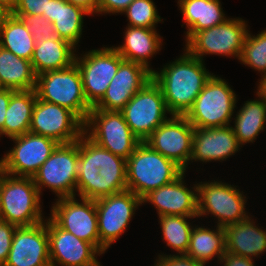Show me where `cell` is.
I'll list each match as a JSON object with an SVG mask.
<instances>
[{"label": "cell", "instance_id": "5b68a950", "mask_svg": "<svg viewBox=\"0 0 266 266\" xmlns=\"http://www.w3.org/2000/svg\"><path fill=\"white\" fill-rule=\"evenodd\" d=\"M35 92L38 99L69 109L83 123L93 108L85 97L81 74L76 63L62 70L37 75Z\"/></svg>", "mask_w": 266, "mask_h": 266}, {"label": "cell", "instance_id": "ee69618b", "mask_svg": "<svg viewBox=\"0 0 266 266\" xmlns=\"http://www.w3.org/2000/svg\"><path fill=\"white\" fill-rule=\"evenodd\" d=\"M258 90H257V95H260L263 100L266 102V75L261 76V80L258 84Z\"/></svg>", "mask_w": 266, "mask_h": 266}, {"label": "cell", "instance_id": "5bb4252c", "mask_svg": "<svg viewBox=\"0 0 266 266\" xmlns=\"http://www.w3.org/2000/svg\"><path fill=\"white\" fill-rule=\"evenodd\" d=\"M11 139L15 146L0 159V169L14 176L33 177L59 145L50 138L31 132Z\"/></svg>", "mask_w": 266, "mask_h": 266}, {"label": "cell", "instance_id": "b9f144b4", "mask_svg": "<svg viewBox=\"0 0 266 266\" xmlns=\"http://www.w3.org/2000/svg\"><path fill=\"white\" fill-rule=\"evenodd\" d=\"M14 90L11 89H4L0 92V133L4 135V122L6 111L8 109V105L10 102V97L14 93Z\"/></svg>", "mask_w": 266, "mask_h": 266}, {"label": "cell", "instance_id": "d6a6232c", "mask_svg": "<svg viewBox=\"0 0 266 266\" xmlns=\"http://www.w3.org/2000/svg\"><path fill=\"white\" fill-rule=\"evenodd\" d=\"M195 217L198 216H159L163 240L179 255L186 254L189 247L190 233L193 227L187 222V219Z\"/></svg>", "mask_w": 266, "mask_h": 266}, {"label": "cell", "instance_id": "7a4b0ae2", "mask_svg": "<svg viewBox=\"0 0 266 266\" xmlns=\"http://www.w3.org/2000/svg\"><path fill=\"white\" fill-rule=\"evenodd\" d=\"M184 51V55L163 66L160 72H152V78L162 90L170 115H185L212 76L203 61Z\"/></svg>", "mask_w": 266, "mask_h": 266}, {"label": "cell", "instance_id": "1f68e13d", "mask_svg": "<svg viewBox=\"0 0 266 266\" xmlns=\"http://www.w3.org/2000/svg\"><path fill=\"white\" fill-rule=\"evenodd\" d=\"M36 41L22 20L10 14L0 23V46L31 61Z\"/></svg>", "mask_w": 266, "mask_h": 266}, {"label": "cell", "instance_id": "d6986e66", "mask_svg": "<svg viewBox=\"0 0 266 266\" xmlns=\"http://www.w3.org/2000/svg\"><path fill=\"white\" fill-rule=\"evenodd\" d=\"M3 266H51L47 219L36 225L16 227Z\"/></svg>", "mask_w": 266, "mask_h": 266}, {"label": "cell", "instance_id": "8d00e7d4", "mask_svg": "<svg viewBox=\"0 0 266 266\" xmlns=\"http://www.w3.org/2000/svg\"><path fill=\"white\" fill-rule=\"evenodd\" d=\"M50 0H19L11 11L13 15H43L47 13Z\"/></svg>", "mask_w": 266, "mask_h": 266}, {"label": "cell", "instance_id": "52a82bcc", "mask_svg": "<svg viewBox=\"0 0 266 266\" xmlns=\"http://www.w3.org/2000/svg\"><path fill=\"white\" fill-rule=\"evenodd\" d=\"M84 133L99 146L125 160L141 143L132 133L122 113L117 111L92 108L84 123Z\"/></svg>", "mask_w": 266, "mask_h": 266}, {"label": "cell", "instance_id": "9a60e30c", "mask_svg": "<svg viewBox=\"0 0 266 266\" xmlns=\"http://www.w3.org/2000/svg\"><path fill=\"white\" fill-rule=\"evenodd\" d=\"M29 132L68 144L81 137L84 123L69 109L37 98Z\"/></svg>", "mask_w": 266, "mask_h": 266}, {"label": "cell", "instance_id": "ab89813d", "mask_svg": "<svg viewBox=\"0 0 266 266\" xmlns=\"http://www.w3.org/2000/svg\"><path fill=\"white\" fill-rule=\"evenodd\" d=\"M133 0H99L98 14H122Z\"/></svg>", "mask_w": 266, "mask_h": 266}, {"label": "cell", "instance_id": "cb8c5ba5", "mask_svg": "<svg viewBox=\"0 0 266 266\" xmlns=\"http://www.w3.org/2000/svg\"><path fill=\"white\" fill-rule=\"evenodd\" d=\"M84 8L67 0H50L47 13L43 16L53 24L56 36L73 45L80 41L84 15H89Z\"/></svg>", "mask_w": 266, "mask_h": 266}, {"label": "cell", "instance_id": "f546056e", "mask_svg": "<svg viewBox=\"0 0 266 266\" xmlns=\"http://www.w3.org/2000/svg\"><path fill=\"white\" fill-rule=\"evenodd\" d=\"M36 99L35 89L15 91L11 95L4 122L5 136L12 138L29 132Z\"/></svg>", "mask_w": 266, "mask_h": 266}, {"label": "cell", "instance_id": "603a6c76", "mask_svg": "<svg viewBox=\"0 0 266 266\" xmlns=\"http://www.w3.org/2000/svg\"><path fill=\"white\" fill-rule=\"evenodd\" d=\"M255 223L248 216L225 226L226 251L252 259L266 252V231L255 226Z\"/></svg>", "mask_w": 266, "mask_h": 266}, {"label": "cell", "instance_id": "ffe728a7", "mask_svg": "<svg viewBox=\"0 0 266 266\" xmlns=\"http://www.w3.org/2000/svg\"><path fill=\"white\" fill-rule=\"evenodd\" d=\"M152 72L142 64L124 60L112 78L103 98L93 107L120 112L149 80Z\"/></svg>", "mask_w": 266, "mask_h": 266}, {"label": "cell", "instance_id": "4fadbf2b", "mask_svg": "<svg viewBox=\"0 0 266 266\" xmlns=\"http://www.w3.org/2000/svg\"><path fill=\"white\" fill-rule=\"evenodd\" d=\"M124 58L112 47L90 50L83 57L75 55L87 102L94 107L105 95Z\"/></svg>", "mask_w": 266, "mask_h": 266}, {"label": "cell", "instance_id": "44dd1931", "mask_svg": "<svg viewBox=\"0 0 266 266\" xmlns=\"http://www.w3.org/2000/svg\"><path fill=\"white\" fill-rule=\"evenodd\" d=\"M185 171L174 181L150 191L142 203L150 202L157 209L158 216H198L197 184L188 189L184 184Z\"/></svg>", "mask_w": 266, "mask_h": 266}, {"label": "cell", "instance_id": "c3c4849f", "mask_svg": "<svg viewBox=\"0 0 266 266\" xmlns=\"http://www.w3.org/2000/svg\"><path fill=\"white\" fill-rule=\"evenodd\" d=\"M0 197H1V169H0Z\"/></svg>", "mask_w": 266, "mask_h": 266}, {"label": "cell", "instance_id": "3957f363", "mask_svg": "<svg viewBox=\"0 0 266 266\" xmlns=\"http://www.w3.org/2000/svg\"><path fill=\"white\" fill-rule=\"evenodd\" d=\"M183 172L174 161L141 142L126 160L127 189L142 199L150 191L171 183Z\"/></svg>", "mask_w": 266, "mask_h": 266}, {"label": "cell", "instance_id": "ac0fdd59", "mask_svg": "<svg viewBox=\"0 0 266 266\" xmlns=\"http://www.w3.org/2000/svg\"><path fill=\"white\" fill-rule=\"evenodd\" d=\"M51 266H97L102 253L92 244L60 228L51 218L47 220ZM57 264V265H56Z\"/></svg>", "mask_w": 266, "mask_h": 266}, {"label": "cell", "instance_id": "7c38bea8", "mask_svg": "<svg viewBox=\"0 0 266 266\" xmlns=\"http://www.w3.org/2000/svg\"><path fill=\"white\" fill-rule=\"evenodd\" d=\"M100 252L103 254L125 232L142 199L124 190L95 200Z\"/></svg>", "mask_w": 266, "mask_h": 266}, {"label": "cell", "instance_id": "bcb514c9", "mask_svg": "<svg viewBox=\"0 0 266 266\" xmlns=\"http://www.w3.org/2000/svg\"><path fill=\"white\" fill-rule=\"evenodd\" d=\"M0 1L12 11L17 5L19 0H0Z\"/></svg>", "mask_w": 266, "mask_h": 266}, {"label": "cell", "instance_id": "60d3db41", "mask_svg": "<svg viewBox=\"0 0 266 266\" xmlns=\"http://www.w3.org/2000/svg\"><path fill=\"white\" fill-rule=\"evenodd\" d=\"M221 262L224 263V266H254L252 258H246L227 251L221 257Z\"/></svg>", "mask_w": 266, "mask_h": 266}, {"label": "cell", "instance_id": "7bdbcfd3", "mask_svg": "<svg viewBox=\"0 0 266 266\" xmlns=\"http://www.w3.org/2000/svg\"><path fill=\"white\" fill-rule=\"evenodd\" d=\"M68 2L84 8L90 14L98 13L99 0H67Z\"/></svg>", "mask_w": 266, "mask_h": 266}, {"label": "cell", "instance_id": "30bf717a", "mask_svg": "<svg viewBox=\"0 0 266 266\" xmlns=\"http://www.w3.org/2000/svg\"><path fill=\"white\" fill-rule=\"evenodd\" d=\"M248 29L242 18H229L224 23L194 33L187 41L185 50L201 61L207 54L240 58Z\"/></svg>", "mask_w": 266, "mask_h": 266}, {"label": "cell", "instance_id": "f35d334b", "mask_svg": "<svg viewBox=\"0 0 266 266\" xmlns=\"http://www.w3.org/2000/svg\"><path fill=\"white\" fill-rule=\"evenodd\" d=\"M155 266H205V264L195 261L193 258L181 255H158Z\"/></svg>", "mask_w": 266, "mask_h": 266}, {"label": "cell", "instance_id": "83f0119b", "mask_svg": "<svg viewBox=\"0 0 266 266\" xmlns=\"http://www.w3.org/2000/svg\"><path fill=\"white\" fill-rule=\"evenodd\" d=\"M37 75L31 61L19 58L0 46V82L5 89H35Z\"/></svg>", "mask_w": 266, "mask_h": 266}, {"label": "cell", "instance_id": "6da1fadb", "mask_svg": "<svg viewBox=\"0 0 266 266\" xmlns=\"http://www.w3.org/2000/svg\"><path fill=\"white\" fill-rule=\"evenodd\" d=\"M76 192L93 199L127 190L126 160L92 141L83 133L79 138Z\"/></svg>", "mask_w": 266, "mask_h": 266}, {"label": "cell", "instance_id": "f6af8a7d", "mask_svg": "<svg viewBox=\"0 0 266 266\" xmlns=\"http://www.w3.org/2000/svg\"><path fill=\"white\" fill-rule=\"evenodd\" d=\"M11 14V10L0 1V23Z\"/></svg>", "mask_w": 266, "mask_h": 266}, {"label": "cell", "instance_id": "4dcf8cb0", "mask_svg": "<svg viewBox=\"0 0 266 266\" xmlns=\"http://www.w3.org/2000/svg\"><path fill=\"white\" fill-rule=\"evenodd\" d=\"M259 99L246 101L237 112L232 127L240 145L253 143L260 131L265 129L266 102L258 95Z\"/></svg>", "mask_w": 266, "mask_h": 266}, {"label": "cell", "instance_id": "484cf974", "mask_svg": "<svg viewBox=\"0 0 266 266\" xmlns=\"http://www.w3.org/2000/svg\"><path fill=\"white\" fill-rule=\"evenodd\" d=\"M75 51L73 45L57 36L46 41L39 40L36 41L31 64L36 75L62 70L75 63Z\"/></svg>", "mask_w": 266, "mask_h": 266}, {"label": "cell", "instance_id": "d4e9b609", "mask_svg": "<svg viewBox=\"0 0 266 266\" xmlns=\"http://www.w3.org/2000/svg\"><path fill=\"white\" fill-rule=\"evenodd\" d=\"M124 44L114 47L126 61L142 64L151 72L148 60L161 50L162 40L155 29L126 27Z\"/></svg>", "mask_w": 266, "mask_h": 266}, {"label": "cell", "instance_id": "4316f807", "mask_svg": "<svg viewBox=\"0 0 266 266\" xmlns=\"http://www.w3.org/2000/svg\"><path fill=\"white\" fill-rule=\"evenodd\" d=\"M186 23V41L196 32L224 23L226 18L220 0H178Z\"/></svg>", "mask_w": 266, "mask_h": 266}, {"label": "cell", "instance_id": "74e56055", "mask_svg": "<svg viewBox=\"0 0 266 266\" xmlns=\"http://www.w3.org/2000/svg\"><path fill=\"white\" fill-rule=\"evenodd\" d=\"M16 227L0 219V266H3L8 258Z\"/></svg>", "mask_w": 266, "mask_h": 266}, {"label": "cell", "instance_id": "e0dca14e", "mask_svg": "<svg viewBox=\"0 0 266 266\" xmlns=\"http://www.w3.org/2000/svg\"><path fill=\"white\" fill-rule=\"evenodd\" d=\"M194 129L184 115H171L144 142L186 172L192 155Z\"/></svg>", "mask_w": 266, "mask_h": 266}, {"label": "cell", "instance_id": "8fae6325", "mask_svg": "<svg viewBox=\"0 0 266 266\" xmlns=\"http://www.w3.org/2000/svg\"><path fill=\"white\" fill-rule=\"evenodd\" d=\"M236 187L215 180L197 183L198 217L211 213L221 227L246 219V197Z\"/></svg>", "mask_w": 266, "mask_h": 266}, {"label": "cell", "instance_id": "2e32d148", "mask_svg": "<svg viewBox=\"0 0 266 266\" xmlns=\"http://www.w3.org/2000/svg\"><path fill=\"white\" fill-rule=\"evenodd\" d=\"M73 197L58 198L51 208L50 218L63 230L92 243L100 251L95 200Z\"/></svg>", "mask_w": 266, "mask_h": 266}, {"label": "cell", "instance_id": "7402d4cb", "mask_svg": "<svg viewBox=\"0 0 266 266\" xmlns=\"http://www.w3.org/2000/svg\"><path fill=\"white\" fill-rule=\"evenodd\" d=\"M240 144L232 126L195 128L190 160L224 161L240 150Z\"/></svg>", "mask_w": 266, "mask_h": 266}, {"label": "cell", "instance_id": "9c48e42d", "mask_svg": "<svg viewBox=\"0 0 266 266\" xmlns=\"http://www.w3.org/2000/svg\"><path fill=\"white\" fill-rule=\"evenodd\" d=\"M79 139L68 144H59L33 176L41 195L44 187L50 188L58 198L76 197Z\"/></svg>", "mask_w": 266, "mask_h": 266}, {"label": "cell", "instance_id": "ba28073f", "mask_svg": "<svg viewBox=\"0 0 266 266\" xmlns=\"http://www.w3.org/2000/svg\"><path fill=\"white\" fill-rule=\"evenodd\" d=\"M132 133L144 142L168 117L160 86L149 80L120 111Z\"/></svg>", "mask_w": 266, "mask_h": 266}, {"label": "cell", "instance_id": "836d02e7", "mask_svg": "<svg viewBox=\"0 0 266 266\" xmlns=\"http://www.w3.org/2000/svg\"><path fill=\"white\" fill-rule=\"evenodd\" d=\"M239 60L262 76L266 75V30L256 36L248 30Z\"/></svg>", "mask_w": 266, "mask_h": 266}, {"label": "cell", "instance_id": "8992f818", "mask_svg": "<svg viewBox=\"0 0 266 266\" xmlns=\"http://www.w3.org/2000/svg\"><path fill=\"white\" fill-rule=\"evenodd\" d=\"M236 99L235 92L225 79L212 73L184 116L194 128L228 126L233 119Z\"/></svg>", "mask_w": 266, "mask_h": 266}, {"label": "cell", "instance_id": "f1b7e54d", "mask_svg": "<svg viewBox=\"0 0 266 266\" xmlns=\"http://www.w3.org/2000/svg\"><path fill=\"white\" fill-rule=\"evenodd\" d=\"M225 252L224 227L216 226V230H211L196 226L192 229L189 247L185 255L193 258L195 261L207 264L214 257H218V261H220Z\"/></svg>", "mask_w": 266, "mask_h": 266}, {"label": "cell", "instance_id": "7dc6e473", "mask_svg": "<svg viewBox=\"0 0 266 266\" xmlns=\"http://www.w3.org/2000/svg\"><path fill=\"white\" fill-rule=\"evenodd\" d=\"M4 86L2 85V83L0 82V92H2L4 90Z\"/></svg>", "mask_w": 266, "mask_h": 266}, {"label": "cell", "instance_id": "e575fe53", "mask_svg": "<svg viewBox=\"0 0 266 266\" xmlns=\"http://www.w3.org/2000/svg\"><path fill=\"white\" fill-rule=\"evenodd\" d=\"M123 13L131 27L156 29L155 25L162 21L153 0H133Z\"/></svg>", "mask_w": 266, "mask_h": 266}, {"label": "cell", "instance_id": "277c9868", "mask_svg": "<svg viewBox=\"0 0 266 266\" xmlns=\"http://www.w3.org/2000/svg\"><path fill=\"white\" fill-rule=\"evenodd\" d=\"M40 194L33 177L12 176L1 170L0 219L17 227L41 223Z\"/></svg>", "mask_w": 266, "mask_h": 266}, {"label": "cell", "instance_id": "d590c367", "mask_svg": "<svg viewBox=\"0 0 266 266\" xmlns=\"http://www.w3.org/2000/svg\"><path fill=\"white\" fill-rule=\"evenodd\" d=\"M22 20L28 27L35 41L48 40L56 36V31L51 22L43 15H14Z\"/></svg>", "mask_w": 266, "mask_h": 266}]
</instances>
